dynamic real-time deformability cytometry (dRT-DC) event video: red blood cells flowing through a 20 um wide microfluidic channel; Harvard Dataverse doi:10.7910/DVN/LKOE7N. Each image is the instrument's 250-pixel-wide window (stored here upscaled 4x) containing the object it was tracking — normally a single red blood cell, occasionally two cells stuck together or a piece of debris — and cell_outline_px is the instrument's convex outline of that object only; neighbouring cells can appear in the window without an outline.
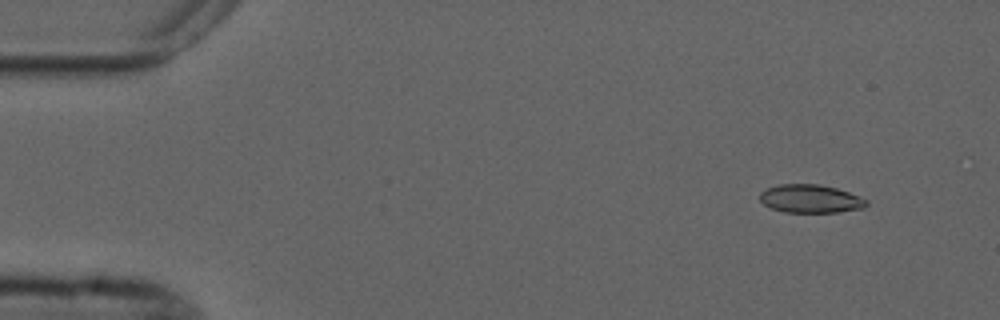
{"species": "common noctule bat (a hibernating species)", "species_latin": "Nyctalus noctula", "temperature_condition": "cold", "stored_images_in_passage": 4, "camera_frame_rate_fps": 3000, "um_per_image_px": 0.085, "animal": {"sex": "male", "forearm_length_mm": 52.5}, "frame": {"image": 1, "passage_image": 1, "time_ms": 0.0, "image_size_px": [1000, 320], "cell_outline_px": [[868, 204], [864, 208], [836, 212], [784, 212], [772, 208], [764, 204], [760, 200], [760, 192], [768, 188], [780, 184], [820, 184], [836, 188], [848, 192], [868, 200]], "centroid_in_image_um": [68.9, 16.89], "position_along_channel_um": 16.1, "area_um2": 17.46}}
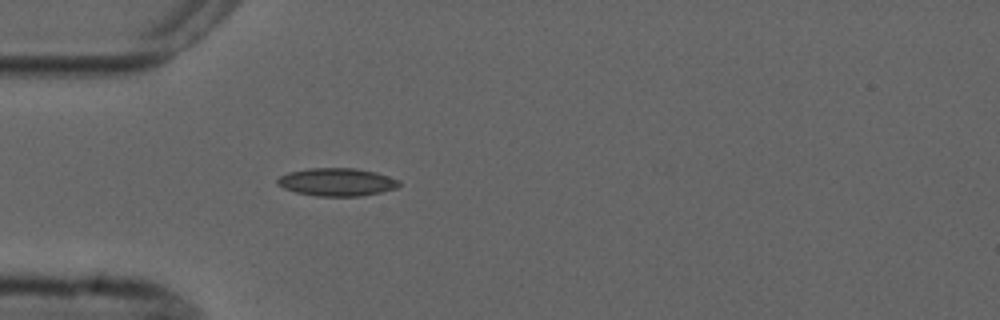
{"frame": {"image": 2, "passage_image": 4, "time_ms": 3.667, "image_size_px": [1000, 320], "cell_outline_px": [[400, 184], [396, 188], [380, 192], [360, 196], [316, 196], [296, 192], [284, 188], [276, 184], [276, 180], [280, 176], [288, 172], [308, 168], [356, 168], [376, 172], [400, 180]], "centroid_in_image_um": [28.62, 15.46], "position_along_channel_um": 56.4, "area_um2": 19.83}}